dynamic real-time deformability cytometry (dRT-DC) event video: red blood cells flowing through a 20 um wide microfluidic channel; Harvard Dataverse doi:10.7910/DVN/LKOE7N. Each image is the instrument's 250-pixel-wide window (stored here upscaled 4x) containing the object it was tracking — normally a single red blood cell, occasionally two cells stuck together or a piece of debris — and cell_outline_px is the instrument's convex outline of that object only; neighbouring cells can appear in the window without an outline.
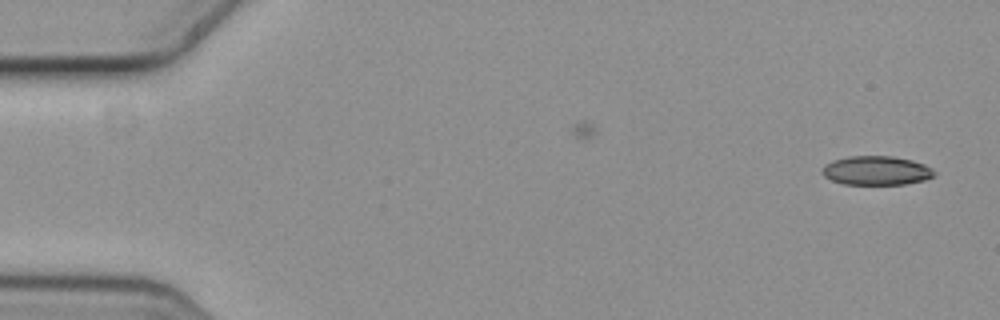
{"species": "common noctule bat (a hibernating species)", "species_latin": "Nyctalus noctula", "temperature_condition": "cold", "stored_images_in_passage": 2, "camera_frame_rate_fps": 3000, "um_per_image_px": 0.085, "animal": {"sex": "female", "body_mass_g": 19.3, "forearm_length_mm": 54.1}, "frame": {"image": 1, "passage_image": 2, "time_ms": 0.333, "image_size_px": [1000, 320], "cell_outline_px": [[936, 176], [924, 180], [904, 184], [844, 184], [832, 180], [824, 176], [820, 172], [824, 164], [832, 160], [848, 156], [892, 156], [912, 160], [924, 164], [932, 168], [936, 172]], "centroid_in_image_um": [74.49, 14.49], "position_along_channel_um": 10.5, "area_um2": 19.13}}